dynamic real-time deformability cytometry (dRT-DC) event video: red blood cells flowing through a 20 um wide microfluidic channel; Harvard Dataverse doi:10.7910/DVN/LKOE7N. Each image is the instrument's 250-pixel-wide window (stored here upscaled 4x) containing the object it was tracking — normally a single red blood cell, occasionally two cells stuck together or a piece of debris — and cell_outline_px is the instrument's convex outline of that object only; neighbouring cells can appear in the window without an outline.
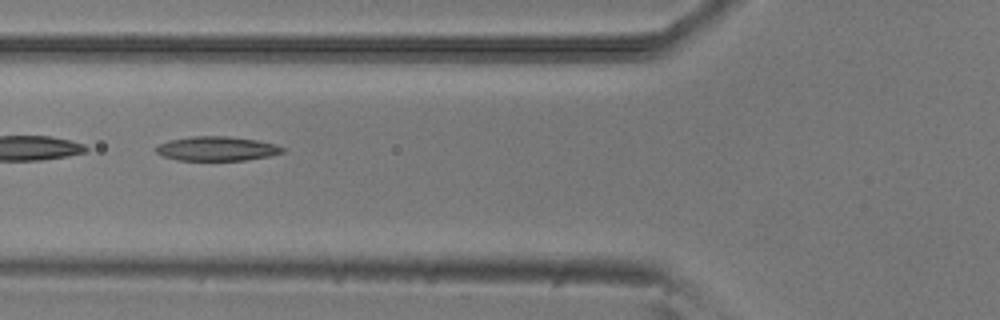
{"species": "common noctule bat (a hibernating species)", "species_latin": "Nyctalus noctula", "temperature_condition": "room temperature", "stored_images_in_passage": 44, "camera_frame_rate_fps": 3000, "um_per_image_px": 0.085, "animal": {"sex": "male", "body_mass_g": 20.5, "forearm_length_mm": 52.5}, "frame": {"image": 1, "passage_image": 13, "time_ms": 4.0, "image_size_px": [1000, 320], "cell_outline_px": [[284, 152], [272, 156], [244, 160], [176, 160], [164, 156], [156, 152], [156, 148], [160, 144], [168, 140], [192, 136], [228, 136], [256, 140], [276, 144], [284, 148]], "centroid_in_image_um": [18.46, 12.63], "position_along_channel_um": 107.3, "area_um2": 17.92}}
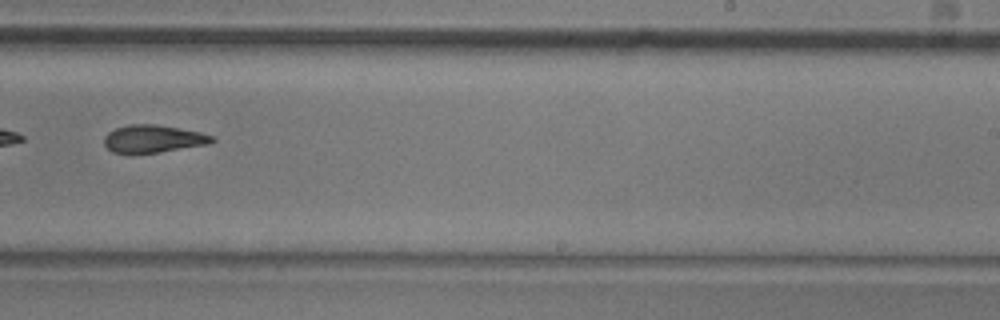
{"frame": {"image": 2, "passage_image": 26, "time_ms": 8.333, "image_size_px": [1000, 320], "cell_outline_px": [[216, 140], [208, 144], [160, 152], [112, 152], [104, 144], [104, 136], [108, 132], [116, 128], [128, 124], [152, 124], [200, 132], [212, 136]], "centroid_in_image_um": [13.01, 11.79], "position_along_channel_um": 276.0, "area_um2": 16.99}}
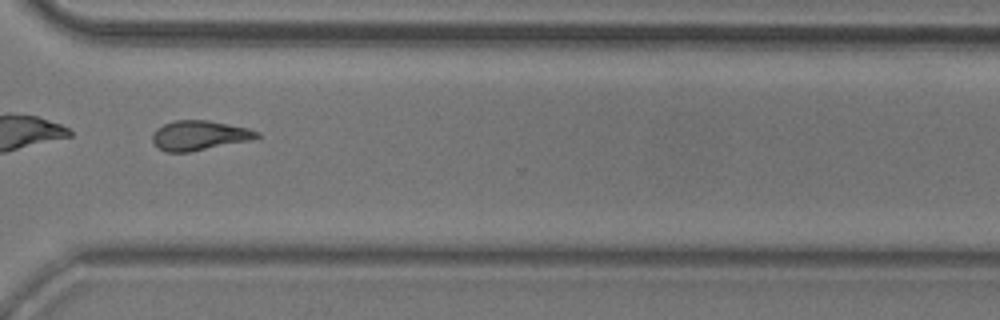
{"frame": {"image": 3, "passage_image": 32, "time_ms": 10.333, "image_size_px": [1000, 320], "cell_outline_px": [[260, 136], [256, 140], [188, 152], [164, 152], [152, 140], [152, 136], [156, 128], [164, 124], [176, 120], [208, 120], [248, 128], [260, 132]], "centroid_in_image_um": [17.0, 11.51], "position_along_channel_um": 353.6, "area_um2": 18.21}, "authors_computed_cell_mechanics": {"area_um2": 18.1203, "velocity_mm_per_s": 3.8847, "shape_relaxation_time_tau1_ms": 5.4171, "shape_relaxation_time_tau2_ms": 4.6528, "deformation_change_tau1": 0.1538, "deformation_change_tau2": 0.1298}}